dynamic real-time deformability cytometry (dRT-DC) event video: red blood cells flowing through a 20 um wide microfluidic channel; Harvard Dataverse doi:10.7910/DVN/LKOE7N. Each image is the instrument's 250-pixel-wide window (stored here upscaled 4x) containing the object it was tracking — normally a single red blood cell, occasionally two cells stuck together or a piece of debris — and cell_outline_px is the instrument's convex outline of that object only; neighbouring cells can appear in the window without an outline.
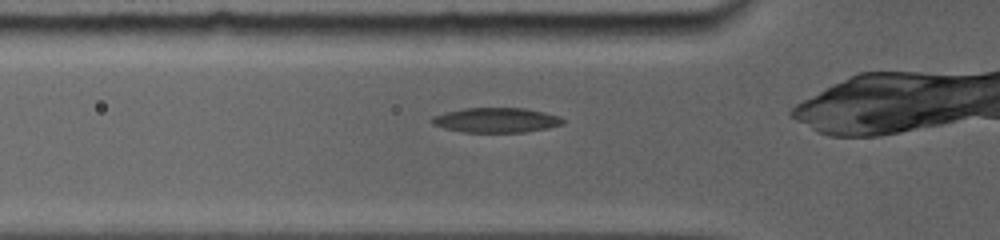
{"species": "common noctule bat (a hibernating species)", "species_latin": "Nyctalus noctula", "temperature_condition": "room temperature", "stored_images_in_passage": 13, "camera_frame_rate_fps": 5000, "um_per_image_px": 0.085, "animal": {"sex": "female", "body_mass_g": 19.0, "forearm_length_mm": 56.7}, "frame": {"image": 1, "passage_image": 3, "time_ms": 1.0, "image_size_px": [1000, 240], "cell_outline_px": [[564, 124], [548, 128], [524, 132], [464, 132], [444, 128], [432, 124], [428, 120], [432, 116], [444, 112], [464, 108], [524, 108], [544, 112], [560, 116], [564, 120]], "centroid_in_image_um": [42.15, 10.21], "position_along_channel_um": 83.7, "area_um2": 19.07}}
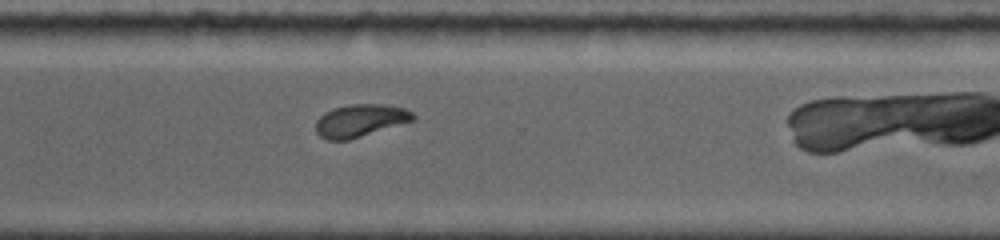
{"frame": {"image": 2, "passage_image": 10, "time_ms": 7.6, "image_size_px": [1000, 240], "cell_outline_px": [[416, 116], [412, 120], [348, 140], [328, 140], [320, 136], [316, 132], [316, 120], [324, 112], [336, 108], [352, 104], [384, 104], [404, 108], [412, 112]], "centroid_in_image_um": [30.58, 10.24], "position_along_channel_um": 340.0, "area_um2": 18.09}}
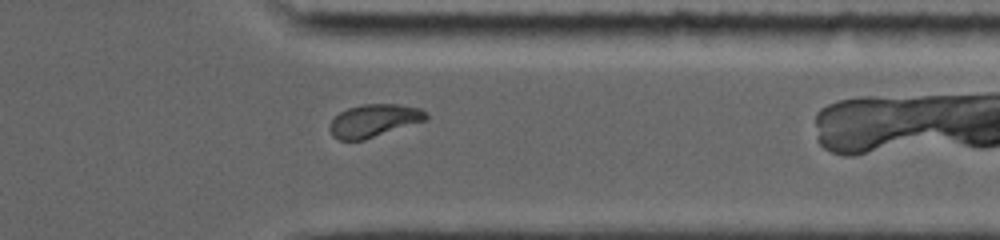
{"frame": {"image": 3, "passage_image": 11, "time_ms": 8.6, "image_size_px": [1000, 240], "cell_outline_px": [[428, 120], [364, 140], [340, 140], [332, 136], [328, 128], [328, 124], [340, 112], [348, 108], [364, 104], [396, 104], [420, 108], [428, 112]], "centroid_in_image_um": [31.8, 10.26], "position_along_channel_um": 379.6, "area_um2": 18.55}}